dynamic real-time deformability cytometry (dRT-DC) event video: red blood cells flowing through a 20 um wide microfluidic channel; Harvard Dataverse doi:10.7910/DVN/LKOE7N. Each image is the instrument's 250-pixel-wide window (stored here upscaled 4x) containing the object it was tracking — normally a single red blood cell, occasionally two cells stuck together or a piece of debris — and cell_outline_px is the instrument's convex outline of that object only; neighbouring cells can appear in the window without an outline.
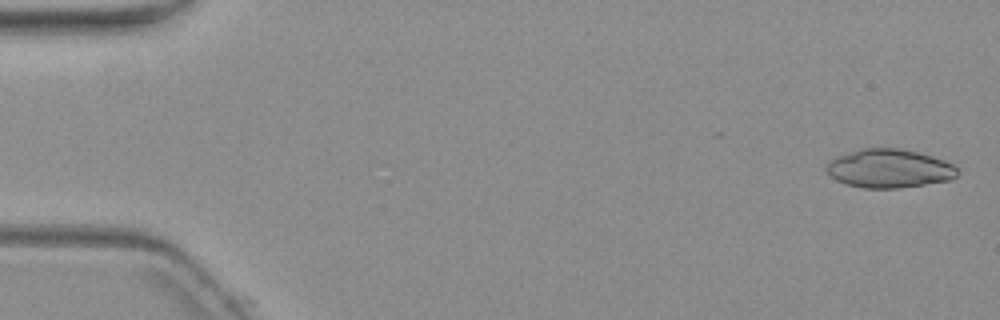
{"species": "common noctule bat (a hibernating species)", "species_latin": "Nyctalus noctula", "temperature_condition": "warm", "stored_images_in_passage": 6, "segment_of_instrument_passage": [1, 2], "camera_frame_rate_fps": 3000, "um_per_image_px": 0.085, "animal": {"sex": "female", "body_mass_g": 19.3, "forearm_length_mm": 54.1}, "frame": {"image": 1, "passage_image": 1, "time_ms": 0.0, "image_size_px": [1000, 320], "cell_outline_px": [[960, 172], [956, 176], [948, 180], [900, 188], [864, 188], [844, 184], [836, 180], [828, 172], [828, 160], [836, 156], [860, 148], [896, 148], [916, 152], [932, 156], [944, 160], [960, 168]], "centroid_in_image_um": [75.59, 14.32], "position_along_channel_um": 9.4, "area_um2": 29.48}}